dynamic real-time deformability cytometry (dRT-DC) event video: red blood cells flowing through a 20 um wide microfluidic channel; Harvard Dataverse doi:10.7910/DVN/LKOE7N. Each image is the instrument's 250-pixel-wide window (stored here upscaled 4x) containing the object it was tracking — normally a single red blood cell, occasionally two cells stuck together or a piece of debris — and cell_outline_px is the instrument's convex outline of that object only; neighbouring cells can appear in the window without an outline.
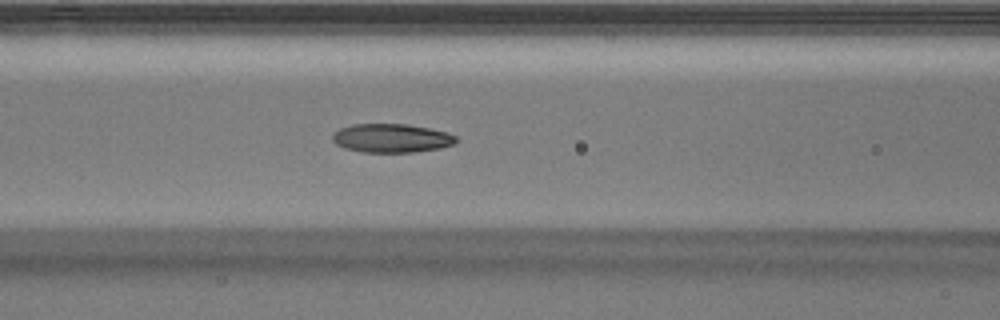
{"species": "Egyptian fruit bat (a non-hibernating species)", "species_latin": "Rousettus aegyptiacus", "temperature_condition": "warm", "stored_images_in_passage": 40, "camera_frame_rate_fps": 3000, "um_per_image_px": 0.085, "animal": {"sex": "male"}, "frame": {"image": 1, "passage_image": 10, "time_ms": 3.0, "image_size_px": [1000, 320], "cell_outline_px": [[456, 140], [452, 144], [440, 148], [412, 152], [364, 152], [344, 148], [336, 144], [332, 140], [332, 136], [340, 128], [352, 124], [408, 124], [428, 128], [444, 132], [456, 136]], "centroid_in_image_um": [33.23, 11.74], "position_along_channel_um": 133.4, "area_um2": 20.46}}
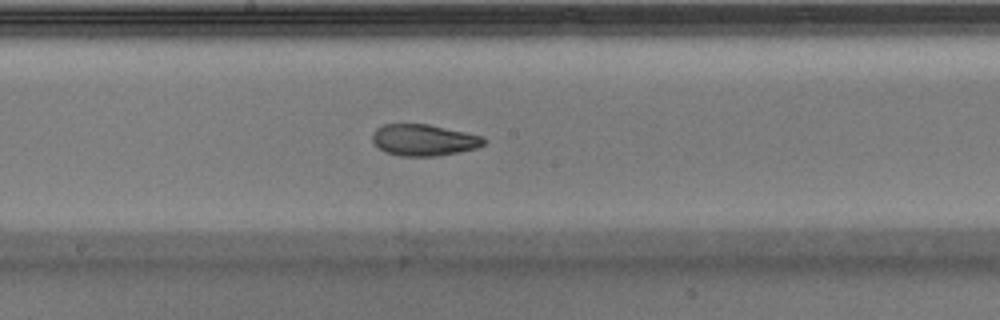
{"frame": {"image": 2, "passage_image": 16, "time_ms": 5.0, "image_size_px": [1000, 320], "cell_outline_px": [[488, 140], [484, 144], [476, 148], [436, 156], [400, 156], [384, 152], [372, 140], [372, 132], [376, 128], [384, 124], [428, 124], [484, 136]], "centroid_in_image_um": [36.02, 11.9], "position_along_channel_um": 212.2, "area_um2": 20.46}}
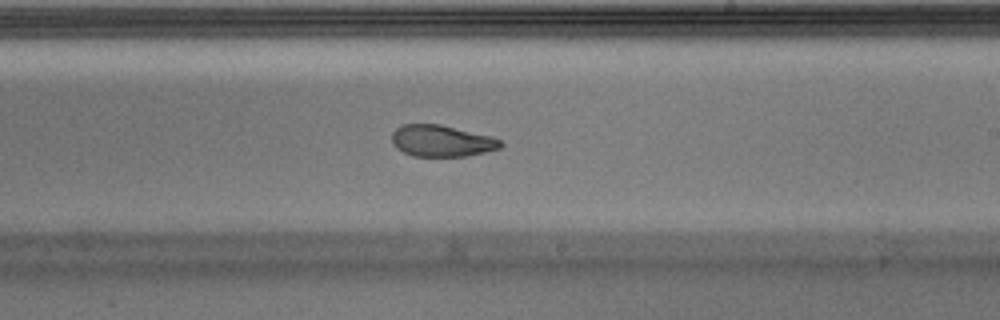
{"frame": {"image": 3, "passage_image": 19, "time_ms": 6.0, "image_size_px": [1000, 320], "cell_outline_px": [[504, 144], [500, 148], [484, 152], [464, 156], [412, 156], [396, 148], [392, 140], [392, 132], [400, 124], [440, 124], [492, 136], [500, 140]], "centroid_in_image_um": [37.53, 11.96], "position_along_channel_um": 251.5, "area_um2": 20.0}}